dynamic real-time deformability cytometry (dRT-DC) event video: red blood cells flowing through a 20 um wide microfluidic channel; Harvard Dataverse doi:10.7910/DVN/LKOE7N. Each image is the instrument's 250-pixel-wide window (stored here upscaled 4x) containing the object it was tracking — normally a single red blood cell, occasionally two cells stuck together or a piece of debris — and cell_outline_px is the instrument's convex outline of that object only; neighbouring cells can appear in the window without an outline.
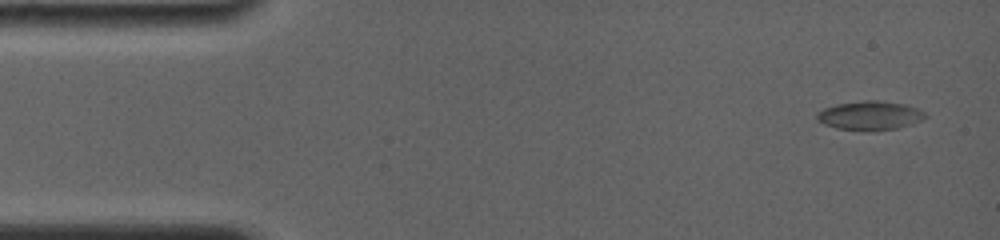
{"species": "common noctule bat (a hibernating species)", "species_latin": "Nyctalus noctula", "temperature_condition": "room temperature", "stored_images_in_passage": 4, "camera_frame_rate_fps": 4000, "um_per_image_px": 0.085, "animal": {"sex": "female", "body_mass_g": 19.0, "forearm_length_mm": 56.7}, "frame": {"image": 1, "passage_image": 1, "time_ms": 0.0, "image_size_px": [1000, 240], "cell_outline_px": [[928, 116], [912, 124], [896, 128], [872, 132], [836, 128], [824, 124], [816, 120], [816, 112], [824, 108], [836, 104], [864, 100], [876, 100], [904, 104], [916, 108], [924, 112]], "centroid_in_image_um": [73.9, 9.83], "position_along_channel_um": 11.1, "area_um2": 18.44}}
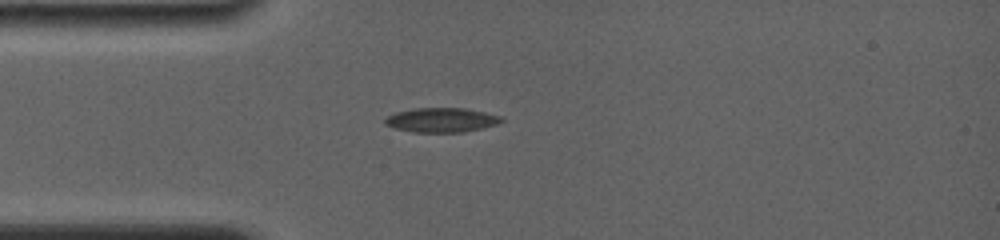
{"frame": {"image": 2, "passage_image": 4, "time_ms": 3.5, "image_size_px": [1000, 240], "cell_outline_px": [[504, 120], [500, 124], [464, 132], [412, 132], [396, 128], [384, 124], [384, 120], [388, 116], [396, 112], [412, 108], [464, 108], [484, 112], [500, 116]], "centroid_in_image_um": [37.54, 10.2], "position_along_channel_um": 47.5, "area_um2": 16.59}}